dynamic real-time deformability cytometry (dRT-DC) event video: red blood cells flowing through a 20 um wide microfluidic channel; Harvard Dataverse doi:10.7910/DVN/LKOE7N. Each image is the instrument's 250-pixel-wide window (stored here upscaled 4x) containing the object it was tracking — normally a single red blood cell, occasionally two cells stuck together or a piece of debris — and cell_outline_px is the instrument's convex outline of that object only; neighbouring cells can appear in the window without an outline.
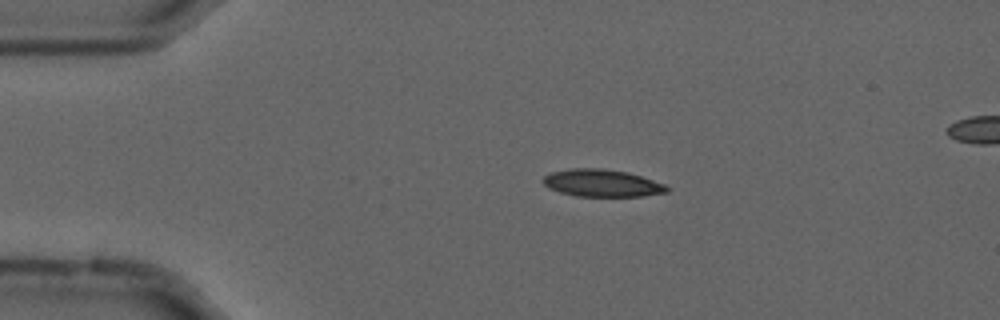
{"species": "common noctule bat (a hibernating species)", "species_latin": "Nyctalus noctula", "temperature_condition": "cold", "stored_images_in_passage": 12, "camera_frame_rate_fps": 3000, "um_per_image_px": 0.085, "animal": {"sex": "male", "forearm_length_mm": 52.5}, "frame": {"image": 1, "passage_image": 7, "time_ms": 2.0, "image_size_px": [1000, 320], "cell_outline_px": [[672, 188], [668, 192], [644, 196], [576, 196], [560, 192], [548, 188], [540, 180], [544, 176], [552, 172], [572, 168], [604, 168], [628, 172], [664, 184]], "centroid_in_image_um": [51.17, 15.56], "position_along_channel_um": 33.8, "area_um2": 19.83}}